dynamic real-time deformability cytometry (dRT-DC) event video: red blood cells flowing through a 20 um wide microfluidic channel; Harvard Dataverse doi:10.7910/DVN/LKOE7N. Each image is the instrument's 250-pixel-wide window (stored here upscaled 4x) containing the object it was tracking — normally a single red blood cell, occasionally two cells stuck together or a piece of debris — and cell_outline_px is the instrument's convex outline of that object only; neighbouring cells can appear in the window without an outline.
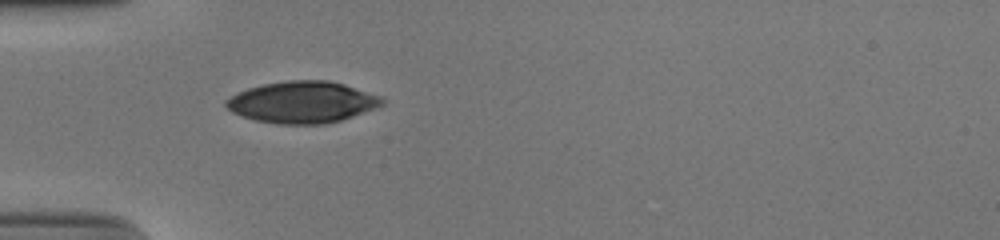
{"species": "human", "species_latin": "Homo sapiens", "temperature_condition": "cold", "stored_images_in_passage": 37, "camera_frame_rate_fps": 3000, "um_per_image_px": 0.085, "donor": {"sex": "male"}, "frame": {"image": 1, "passage_image": 1, "time_ms": 0.0, "image_size_px": [1000, 240], "cell_outline_px": [[388, 100], [384, 104], [352, 116], [340, 120], [324, 124], [276, 124], [256, 120], [240, 116], [232, 112], [224, 104], [224, 100], [248, 88], [264, 84], [288, 80], [328, 80], [344, 84], [384, 96]], "centroid_in_image_um": [25.72, 8.68], "position_along_channel_um": 59.3, "area_um2": 37.92}}
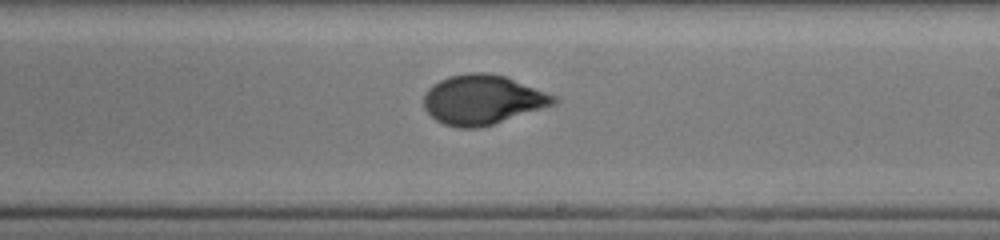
{"frame": {"image": 2, "passage_image": 16, "time_ms": 5.0, "image_size_px": [1000, 240], "cell_outline_px": [[556, 104], [480, 128], [456, 128], [444, 124], [436, 120], [424, 108], [424, 96], [428, 88], [440, 80], [448, 76], [468, 72], [488, 72], [504, 76], [556, 96]], "centroid_in_image_um": [40.99, 8.48], "position_along_channel_um": 248.0, "area_um2": 37.34}}
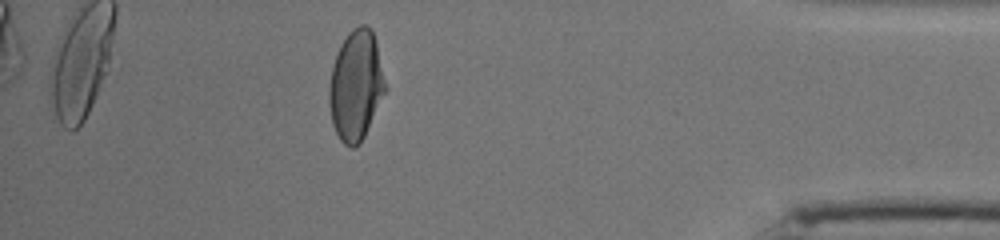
{"frame": {"image": 3, "passage_image": 31, "time_ms": 10.0, "image_size_px": [1000, 240], "cell_outline_px": [[388, 88], [360, 144], [352, 148], [344, 144], [340, 140], [332, 124], [328, 100], [328, 92], [332, 68], [340, 44], [348, 32], [360, 24], [364, 24], [372, 28], [376, 40]], "centroid_in_image_um": [30.27, 7.25], "position_along_channel_um": 404.9, "area_um2": 36.41}, "authors_computed_cell_mechanics": {"area_um2": 37.1076, "velocity_mm_per_s": 3.9093, "shape_relaxation_time_tau1_ms": 4.3399, "shape_relaxation_time_tau2_ms": null, "deformation_change_tau1": 0.185, "deformation_change_tau2": null}}